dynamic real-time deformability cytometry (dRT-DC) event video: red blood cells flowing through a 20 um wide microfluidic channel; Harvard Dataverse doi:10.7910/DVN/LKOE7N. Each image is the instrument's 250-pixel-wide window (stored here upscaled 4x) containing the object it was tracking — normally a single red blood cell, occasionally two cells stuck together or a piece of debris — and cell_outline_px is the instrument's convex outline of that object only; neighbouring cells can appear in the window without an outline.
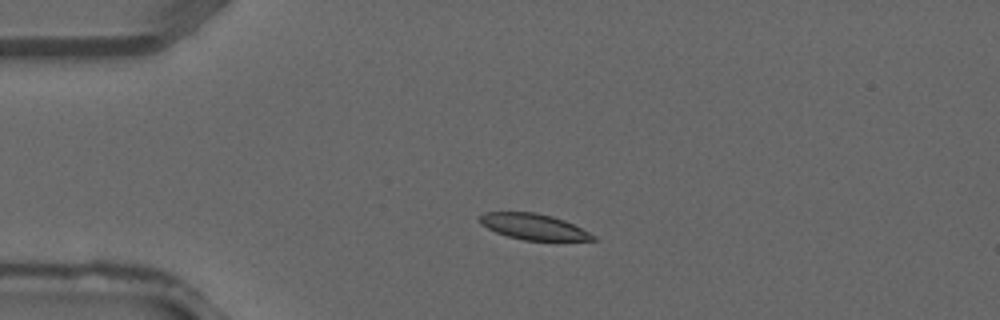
{"species": "common noctule bat (a hibernating species)", "species_latin": "Nyctalus noctula", "temperature_condition": "warm", "stored_images_in_passage": 3, "camera_frame_rate_fps": 3000, "um_per_image_px": 0.085, "animal": {"sex": "male", "forearm_length_mm": 52.5}, "frame": {"image": 1, "passage_image": 2, "time_ms": 0.333, "image_size_px": [1000, 320], "cell_outline_px": [[596, 240], [524, 240], [508, 236], [496, 232], [480, 224], [480, 216], [484, 212], [536, 212], [552, 216], [564, 220], [596, 236]], "centroid_in_image_um": [45.33, 19.26], "position_along_channel_um": 39.7, "area_um2": 16.82}}